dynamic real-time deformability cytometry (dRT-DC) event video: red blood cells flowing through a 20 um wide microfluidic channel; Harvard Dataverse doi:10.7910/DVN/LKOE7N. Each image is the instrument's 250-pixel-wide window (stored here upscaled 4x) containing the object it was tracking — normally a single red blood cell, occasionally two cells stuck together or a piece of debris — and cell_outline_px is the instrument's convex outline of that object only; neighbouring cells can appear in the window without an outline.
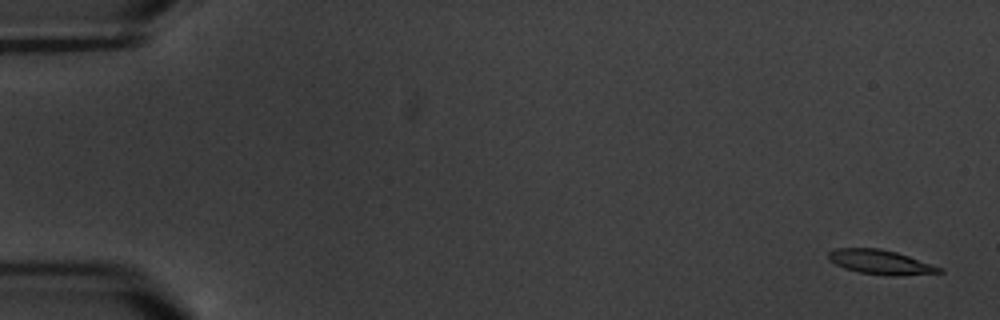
{"species": "common noctule bat (a hibernating species)", "species_latin": "Nyctalus noctula", "temperature_condition": "warm", "stored_images_in_passage": 5, "camera_frame_rate_fps": 3000, "um_per_image_px": 0.085, "animal": {"sex": "male", "body_mass_g": 20.1, "forearm_length_mm": 53.5}, "frame": {"image": 1, "passage_image": 1, "time_ms": 0.0, "image_size_px": [1000, 320], "cell_outline_px": [[944, 272], [900, 276], [888, 276], [860, 272], [844, 268], [828, 260], [828, 252], [836, 248], [880, 248], [896, 252], [944, 268]], "centroid_in_image_um": [74.86, 22.28], "position_along_channel_um": 10.1, "area_um2": 15.84}}
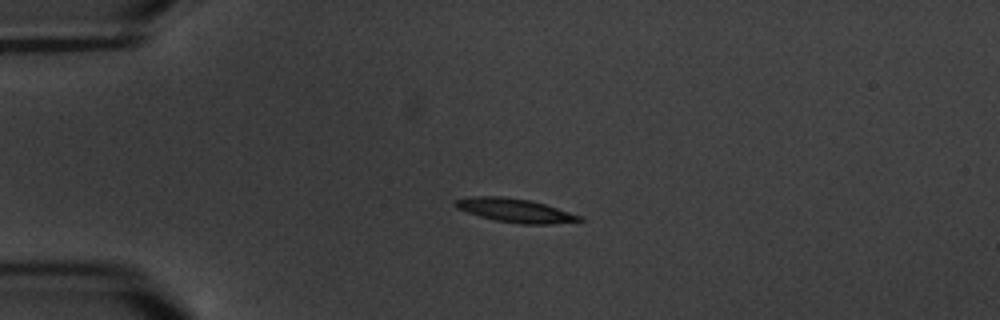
{"frame": {"image": 2, "passage_image": 4, "time_ms": 4.333, "image_size_px": [1000, 320], "cell_outline_px": [[584, 220], [552, 224], [520, 224], [496, 220], [480, 216], [456, 208], [452, 204], [452, 200], [472, 196], [500, 196], [532, 200], [580, 216]], "centroid_in_image_um": [43.71, 17.87], "position_along_channel_um": 41.3, "area_um2": 17.05}}